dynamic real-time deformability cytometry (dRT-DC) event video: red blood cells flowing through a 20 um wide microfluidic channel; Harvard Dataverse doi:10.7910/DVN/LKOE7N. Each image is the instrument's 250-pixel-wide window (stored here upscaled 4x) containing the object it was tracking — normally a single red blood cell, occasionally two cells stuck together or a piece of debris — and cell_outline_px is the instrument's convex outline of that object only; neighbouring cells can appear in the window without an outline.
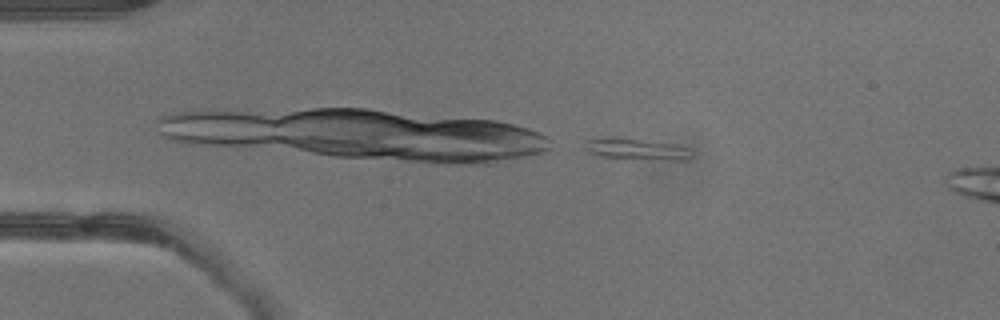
{"species": "common noctule bat (a hibernating species)", "species_latin": "Nyctalus noctula", "temperature_condition": "warm", "stored_images_in_passage": 2, "camera_frame_rate_fps": 3000, "um_per_image_px": 0.085, "animal": {"sex": "male", "body_mass_g": 13.3}, "frame": {"image": 1, "passage_image": 2, "time_ms": 0.333, "image_size_px": [1000, 320], "cell_outline_px": [[692, 156], [688, 160], [648, 160], [604, 156], [588, 152], [584, 140], [612, 136], [620, 136], [676, 144], [688, 148]], "centroid_in_image_um": [54.13, 12.65], "position_along_channel_um": 30.9, "area_um2": 13.58}}